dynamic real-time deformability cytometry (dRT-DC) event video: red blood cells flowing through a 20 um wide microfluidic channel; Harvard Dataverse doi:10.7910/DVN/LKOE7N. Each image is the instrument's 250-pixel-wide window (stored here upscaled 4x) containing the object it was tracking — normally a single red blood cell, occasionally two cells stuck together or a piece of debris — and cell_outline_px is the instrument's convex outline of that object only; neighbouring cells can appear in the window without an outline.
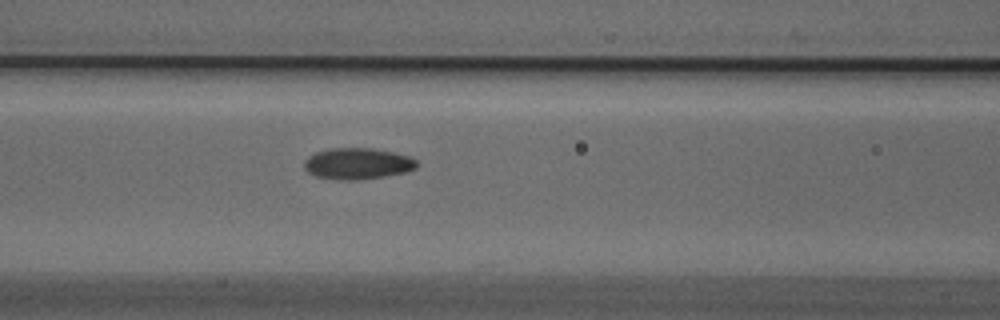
{"species": "Egyptian fruit bat (a non-hibernating species)", "species_latin": "Rousettus aegyptiacus", "temperature_condition": "cold", "stored_images_in_passage": 35, "camera_frame_rate_fps": 3000, "um_per_image_px": 0.085, "animal": {"sex": "male"}, "frame": {"image": 1, "passage_image": 11, "time_ms": 3.333, "image_size_px": [1000, 320], "cell_outline_px": [[416, 168], [404, 172], [384, 176], [360, 180], [340, 180], [316, 176], [308, 172], [304, 168], [304, 160], [308, 156], [316, 152], [332, 148], [372, 148], [392, 152], [408, 156], [416, 160]], "centroid_in_image_um": [30.35, 13.91], "position_along_channel_um": 136.2, "area_um2": 20.4}}
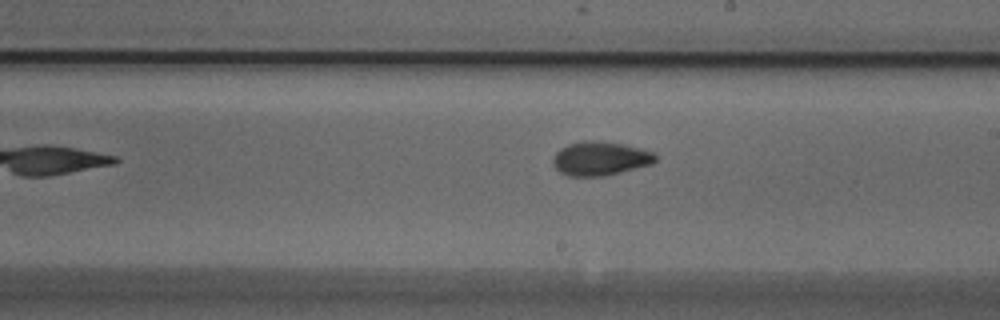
{"frame": {"image": 2, "passage_image": 19, "time_ms": 6.0, "image_size_px": [1000, 320], "cell_outline_px": [[656, 160], [652, 164], [604, 176], [568, 176], [560, 172], [552, 164], [552, 156], [560, 148], [568, 144], [580, 140], [596, 140], [624, 144], [640, 148], [652, 152], [656, 156]], "centroid_in_image_um": [50.97, 13.46], "position_along_channel_um": 238.0, "area_um2": 20.4}}
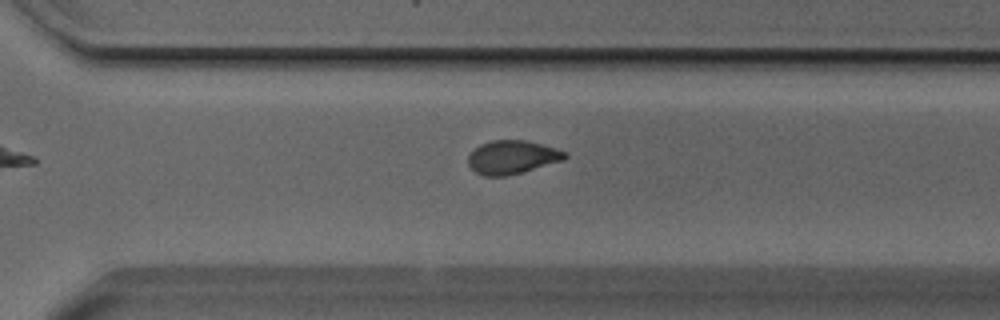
{"frame": {"image": 3, "passage_image": 26, "time_ms": 8.333, "image_size_px": [1000, 320], "cell_outline_px": [[568, 156], [564, 160], [508, 176], [484, 176], [476, 172], [468, 164], [468, 156], [480, 144], [492, 140], [524, 140], [556, 148], [568, 152]], "centroid_in_image_um": [43.55, 13.36], "position_along_channel_um": 327.0, "area_um2": 18.84}, "authors_computed_cell_mechanics": {"area_um2": 19.2474, "velocity_mm_per_s": 3.8117, "shape_relaxation_time_tau1_ms": null, "shape_relaxation_time_tau2_ms": 4.5585, "deformation_change_tau1": null, "deformation_change_tau2": 0.0666}}